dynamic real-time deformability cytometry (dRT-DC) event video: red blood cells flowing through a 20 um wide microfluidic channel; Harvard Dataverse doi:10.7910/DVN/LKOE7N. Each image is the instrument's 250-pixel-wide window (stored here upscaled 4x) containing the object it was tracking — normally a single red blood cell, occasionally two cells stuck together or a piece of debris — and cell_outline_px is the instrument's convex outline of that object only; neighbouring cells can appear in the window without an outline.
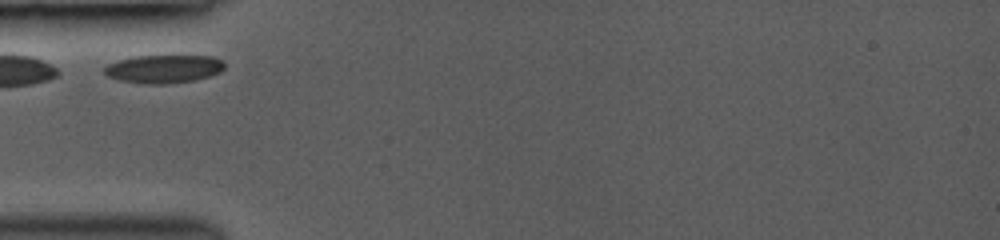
{"species": "common noctule bat (a hibernating species)", "species_latin": "Nyctalus noctula", "temperature_condition": "room temperature", "stored_images_in_passage": 3, "camera_frame_rate_fps": 3000, "um_per_image_px": 0.085, "animal": {"sex": "female", "body_mass_g": 19.0, "forearm_length_mm": 53.3}, "frame": {"image": 1, "passage_image": 1, "time_ms": 0.0, "image_size_px": [1000, 240], "cell_outline_px": [[224, 68], [220, 72], [208, 76], [192, 80], [164, 84], [140, 84], [120, 80], [108, 76], [104, 72], [104, 68], [108, 64], [120, 60], [136, 56], [212, 56], [224, 60]], "centroid_in_image_um": [13.92, 5.86], "position_along_channel_um": 71.1, "area_um2": 19.59}}